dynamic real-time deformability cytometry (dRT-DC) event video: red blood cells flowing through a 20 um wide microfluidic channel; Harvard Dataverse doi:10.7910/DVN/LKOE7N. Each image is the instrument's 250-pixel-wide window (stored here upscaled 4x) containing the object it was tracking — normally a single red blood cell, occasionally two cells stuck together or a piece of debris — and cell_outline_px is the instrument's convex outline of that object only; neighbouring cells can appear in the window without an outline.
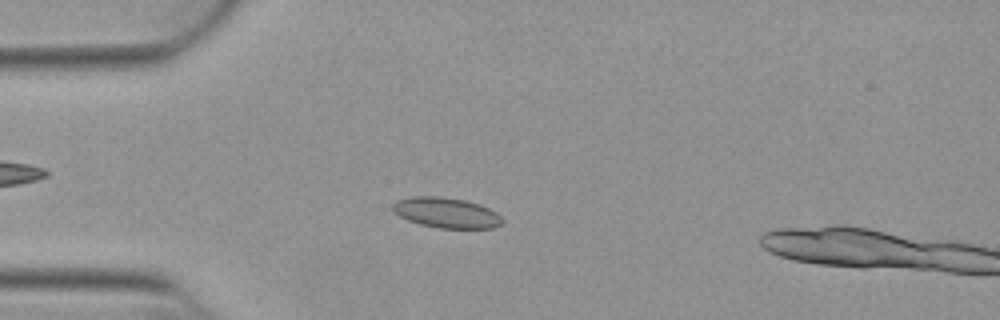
{"species": "Egyptian fruit bat (a non-hibernating species)", "species_latin": "Rousettus aegyptiacus", "temperature_condition": "warm", "stored_images_in_passage": 50, "camera_frame_rate_fps": 3000, "um_per_image_px": 0.085, "animal": {"sex": "female"}, "frame": {"image": 1, "passage_image": 11, "time_ms": 3.333, "image_size_px": [1000, 320], "cell_outline_px": [[504, 220], [500, 224], [492, 228], [440, 228], [420, 224], [408, 220], [400, 216], [392, 208], [392, 204], [396, 200], [416, 196], [440, 196], [464, 200], [480, 204], [496, 212]], "centroid_in_image_um": [37.94, 18.07], "position_along_channel_um": 47.1, "area_um2": 19.25}}
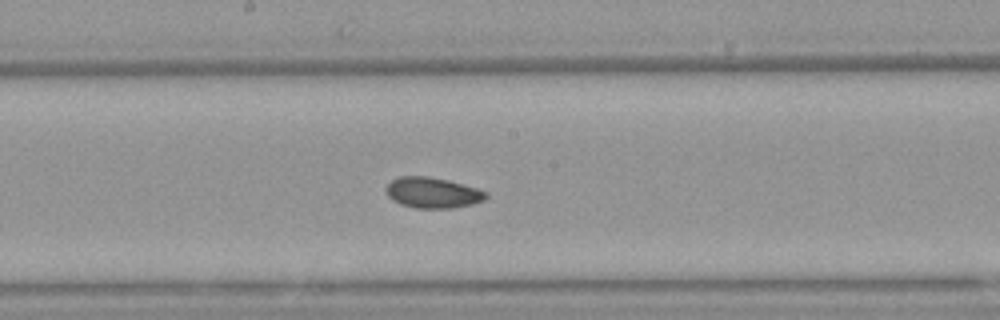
{"frame": {"image": 2, "passage_image": 25, "time_ms": 8.0, "image_size_px": [1000, 320], "cell_outline_px": [[488, 196], [484, 200], [472, 204], [452, 208], [416, 208], [400, 204], [392, 200], [388, 196], [384, 188], [392, 180], [400, 176], [428, 176], [448, 180], [476, 188], [488, 192]], "centroid_in_image_um": [36.76, 16.38], "position_along_channel_um": 211.4, "area_um2": 17.92}}
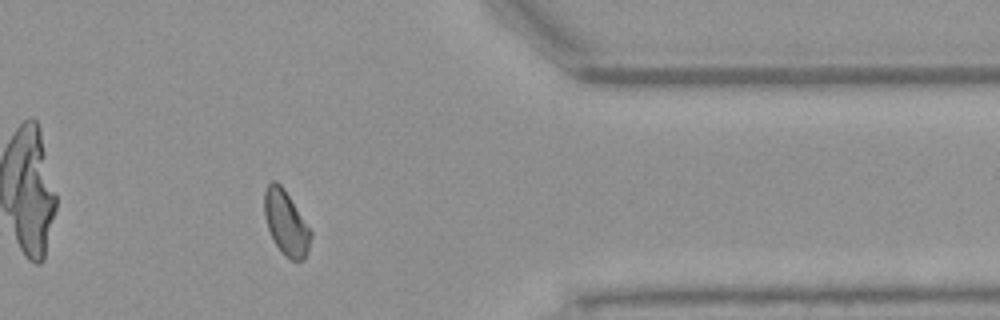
{"frame": {"image": 3, "passage_image": 40, "time_ms": 13.0, "image_size_px": [1000, 320], "cell_outline_px": [[312, 232], [308, 248], [304, 260], [292, 260], [284, 256], [280, 252], [268, 228], [264, 216], [264, 192], [268, 184], [272, 180], [276, 180], [284, 188]], "centroid_in_image_um": [24.29, 18.93], "position_along_channel_um": 387.1, "area_um2": 17.28}, "authors_computed_cell_mechanics": {"area_um2": 17.6579, "velocity_mm_per_s": 3.878, "shape_relaxation_time_tau1_ms": null, "shape_relaxation_time_tau2_ms": 3.0756, "deformation_change_tau1": null, "deformation_change_tau2": 0.0577}}